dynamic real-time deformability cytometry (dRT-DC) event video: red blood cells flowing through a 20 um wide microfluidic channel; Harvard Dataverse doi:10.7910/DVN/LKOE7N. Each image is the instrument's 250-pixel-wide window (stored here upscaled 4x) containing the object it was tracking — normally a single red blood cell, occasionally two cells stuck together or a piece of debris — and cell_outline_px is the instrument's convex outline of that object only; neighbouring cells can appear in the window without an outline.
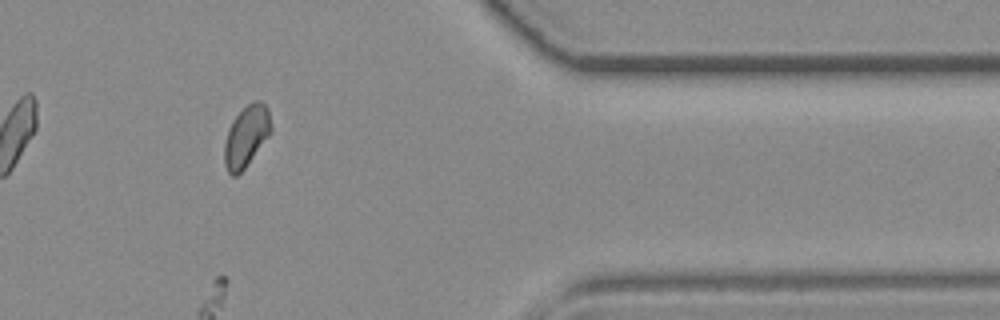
{"species": "common noctule bat (a hibernating species)", "species_latin": "Nyctalus noctula", "temperature_condition": "room temperature", "stored_images_in_passage": 31, "camera_frame_rate_fps": 3000, "um_per_image_px": 0.085, "animal": {"sex": "female", "body_mass_g": 19.3, "forearm_length_mm": 54.1}, "frame": {"image": 1, "passage_image": 26, "time_ms": 8.333, "image_size_px": [1000, 320], "cell_outline_px": [[272, 132], [244, 168], [236, 176], [232, 176], [228, 172], [224, 164], [224, 144], [228, 128], [232, 120], [248, 104], [256, 100], [260, 100], [268, 108], [272, 128]], "centroid_in_image_um": [20.93, 11.58], "position_along_channel_um": 390.5, "area_um2": 16.59}}